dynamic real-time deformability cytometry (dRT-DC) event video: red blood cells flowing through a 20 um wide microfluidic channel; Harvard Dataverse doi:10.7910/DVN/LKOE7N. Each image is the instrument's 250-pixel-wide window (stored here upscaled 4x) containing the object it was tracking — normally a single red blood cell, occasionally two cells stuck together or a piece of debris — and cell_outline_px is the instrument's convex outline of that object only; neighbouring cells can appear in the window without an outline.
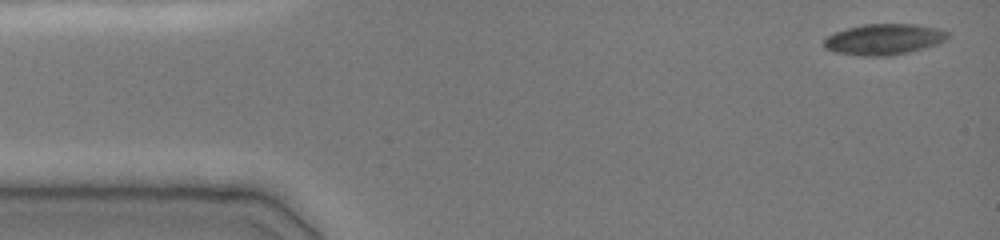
{"species": "common noctule bat (a hibernating species)", "species_latin": "Nyctalus noctula", "temperature_condition": "cold", "stored_images_in_passage": 4, "camera_frame_rate_fps": 3000, "um_per_image_px": 0.085, "animal": {"sex": "female", "body_mass_g": 19.0, "forearm_length_mm": 51.5}, "frame": {"image": 1, "passage_image": 1, "time_ms": 0.0, "image_size_px": [1000, 240], "cell_outline_px": [[948, 40], [924, 48], [908, 52], [888, 56], [860, 56], [836, 52], [824, 48], [824, 40], [828, 36], [836, 32], [848, 28], [864, 24], [916, 24], [940, 28], [948, 32]], "centroid_in_image_um": [75.16, 3.34], "position_along_channel_um": 9.8, "area_um2": 22.31}}